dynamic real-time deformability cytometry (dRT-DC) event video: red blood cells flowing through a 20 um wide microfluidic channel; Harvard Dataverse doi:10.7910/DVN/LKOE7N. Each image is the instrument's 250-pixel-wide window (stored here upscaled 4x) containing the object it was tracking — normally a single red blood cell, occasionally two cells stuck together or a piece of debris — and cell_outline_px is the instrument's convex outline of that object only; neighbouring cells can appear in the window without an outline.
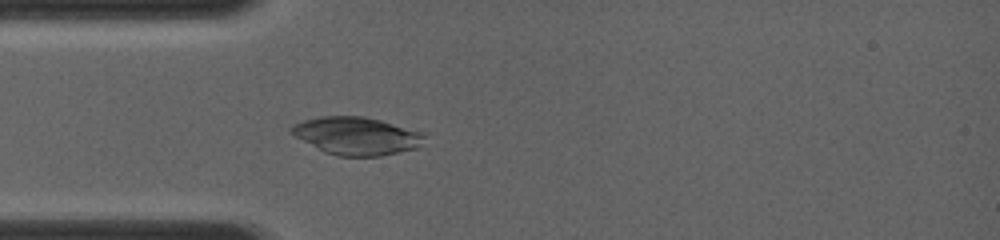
{"species": "common noctule bat (a hibernating species)", "species_latin": "Nyctalus noctula", "temperature_condition": "room temperature", "stored_images_in_passage": 4, "camera_frame_rate_fps": 4000, "um_per_image_px": 0.085, "animal": {"sex": "female", "body_mass_g": 19.0, "forearm_length_mm": 56.7}, "frame": {"image": 1, "passage_image": 2, "time_ms": 0.5, "image_size_px": [1000, 240], "cell_outline_px": [[424, 136], [412, 148], [396, 152], [376, 156], [340, 156], [328, 152], [296, 136], [292, 132], [292, 128], [296, 124], [304, 120], [320, 116], [364, 116], [380, 120], [420, 132]], "centroid_in_image_um": [30.27, 11.52], "position_along_channel_um": 54.7, "area_um2": 27.86}}
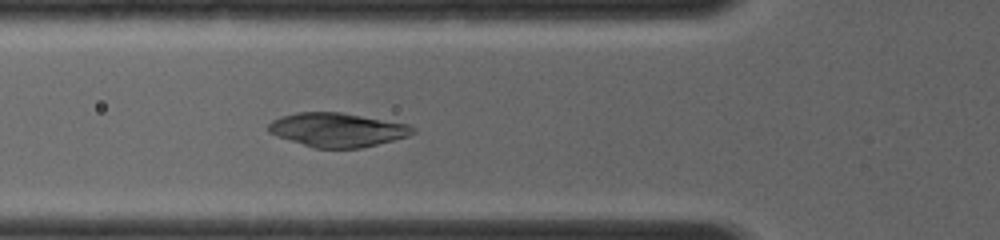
{"frame": {"image": 2, "passage_image": 4, "time_ms": 1.5, "image_size_px": [1000, 240], "cell_outline_px": [[416, 132], [408, 136], [360, 148], [316, 148], [268, 132], [268, 124], [272, 120], [280, 116], [296, 112], [340, 112], [408, 124]], "centroid_in_image_um": [28.66, 11.02], "position_along_channel_um": 97.1, "area_um2": 28.09}}